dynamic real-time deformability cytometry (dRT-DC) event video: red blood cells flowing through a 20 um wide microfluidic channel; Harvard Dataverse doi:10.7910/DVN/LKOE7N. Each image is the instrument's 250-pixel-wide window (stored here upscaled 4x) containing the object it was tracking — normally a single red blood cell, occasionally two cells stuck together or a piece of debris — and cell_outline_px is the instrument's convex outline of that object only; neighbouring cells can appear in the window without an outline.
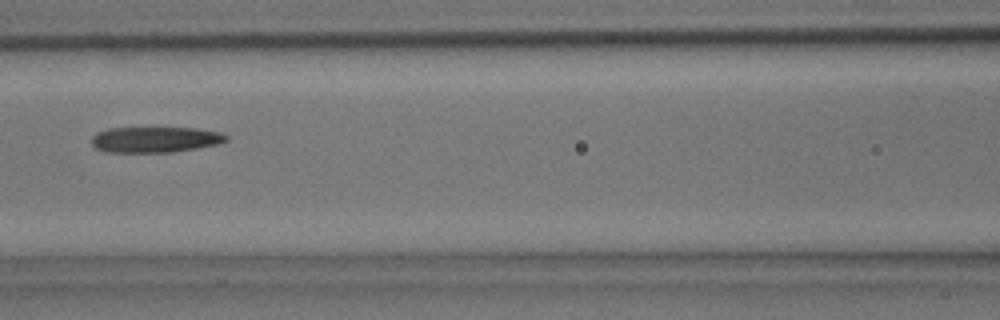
{"species": "common noctule bat (a hibernating species)", "species_latin": "Nyctalus noctula", "temperature_condition": "room temperature", "stored_images_in_passage": 3, "camera_frame_rate_fps": 3000, "um_per_image_px": 0.085, "animal": {"sex": "male", "body_mass_g": 15.6}, "frame": {"image": 1, "passage_image": 3, "time_ms": 0.667, "image_size_px": [1000, 320], "cell_outline_px": [[228, 140], [216, 144], [196, 148], [172, 152], [108, 152], [96, 148], [92, 144], [92, 136], [96, 132], [108, 128], [196, 128], [220, 132], [228, 136]], "centroid_in_image_um": [13.17, 11.86], "position_along_channel_um": 153.4, "area_um2": 20.11}}